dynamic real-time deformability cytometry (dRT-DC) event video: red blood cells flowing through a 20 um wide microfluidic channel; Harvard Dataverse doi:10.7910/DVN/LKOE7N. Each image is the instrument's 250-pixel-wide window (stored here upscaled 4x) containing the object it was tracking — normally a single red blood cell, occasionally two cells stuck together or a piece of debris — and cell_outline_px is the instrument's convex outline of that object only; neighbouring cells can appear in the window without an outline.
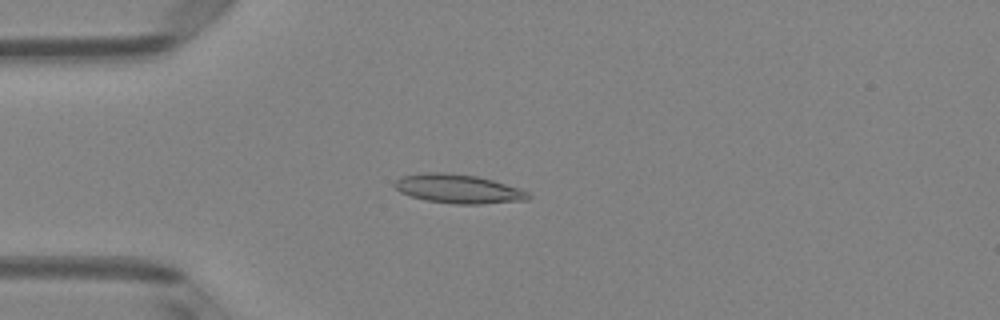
{"species": "Egyptian fruit bat (a non-hibernating species)", "species_latin": "Rousettus aegyptiacus", "temperature_condition": "room temperature", "stored_images_in_passage": 5, "camera_frame_rate_fps": 3000, "um_per_image_px": 0.085, "animal": {"sex": "female"}, "frame": {"image": 1, "passage_image": 4, "time_ms": 1.0, "image_size_px": [1000, 320], "cell_outline_px": [[532, 196], [528, 200], [480, 204], [452, 204], [424, 200], [400, 192], [392, 184], [400, 176], [424, 172], [444, 172], [476, 176], [492, 180], [520, 188], [528, 192]], "centroid_in_image_um": [38.94, 16.05], "position_along_channel_um": 46.1, "area_um2": 22.72}}